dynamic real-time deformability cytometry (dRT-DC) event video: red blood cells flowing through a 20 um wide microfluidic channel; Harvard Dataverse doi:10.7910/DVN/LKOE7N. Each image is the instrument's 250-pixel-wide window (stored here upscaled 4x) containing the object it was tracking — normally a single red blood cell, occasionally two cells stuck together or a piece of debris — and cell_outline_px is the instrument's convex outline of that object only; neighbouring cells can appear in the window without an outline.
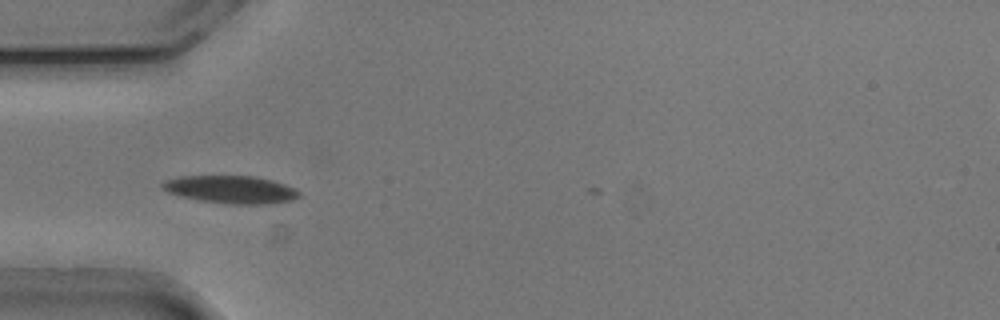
{"species": "common noctule bat (a hibernating species)", "species_latin": "Nyctalus noctula", "temperature_condition": "cold", "stored_images_in_passage": 33, "camera_frame_rate_fps": 3000, "um_per_image_px": 0.085, "animal": {"sex": "male", "body_mass_g": 20.5, "forearm_length_mm": 52.5}, "frame": {"image": 1, "passage_image": 1, "time_ms": 0.0, "image_size_px": [1000, 320], "cell_outline_px": [[300, 196], [292, 200], [268, 204], [228, 204], [200, 200], [180, 196], [168, 192], [160, 188], [160, 184], [164, 180], [180, 176], [256, 176], [272, 180], [284, 184], [300, 192]], "centroid_in_image_um": [19.59, 16.1], "position_along_channel_um": 65.4, "area_um2": 22.14}}
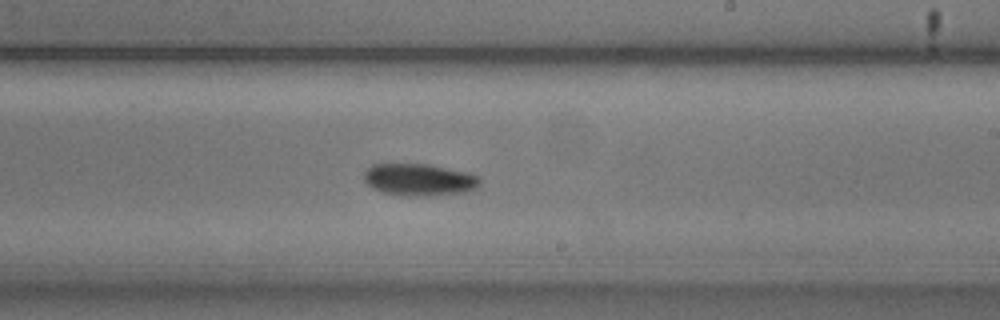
{"frame": {"image": 2, "passage_image": 16, "time_ms": 5.0, "image_size_px": [1000, 320], "cell_outline_px": [[480, 184], [476, 188], [468, 192], [428, 196], [404, 196], [384, 192], [372, 188], [364, 180], [364, 172], [372, 164], [428, 164], [468, 172], [480, 176]], "centroid_in_image_um": [35.66, 15.28], "position_along_channel_um": 253.3, "area_um2": 21.85}}
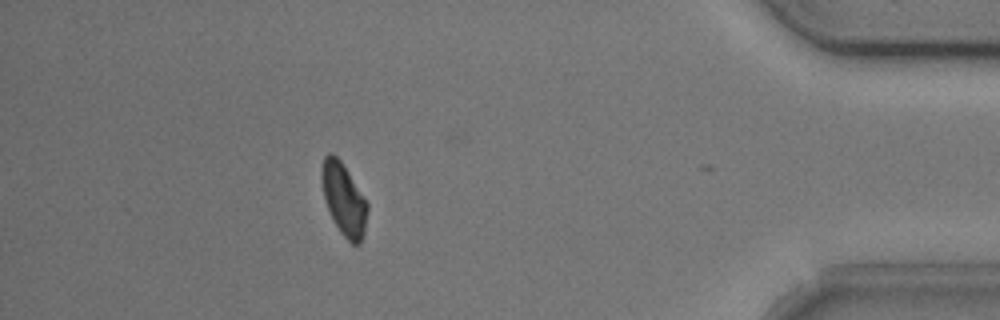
{"frame": {"image": 3, "passage_image": 32, "time_ms": 10.333, "image_size_px": [1000, 320], "cell_outline_px": [[368, 208], [364, 236], [360, 244], [352, 244], [340, 232], [328, 208], [324, 196], [320, 176], [320, 172], [324, 156], [328, 152], [332, 152], [340, 160], [348, 172], [368, 204]], "centroid_in_image_um": [29.22, 16.93], "position_along_channel_um": 406.0, "area_um2": 19.02}, "authors_computed_cell_mechanics": {"area_um2": 20.7502, "velocity_mm_per_s": 3.7676, "shape_relaxation_time_tau1_ms": 2.1013, "shape_relaxation_time_tau2_ms": null, "deformation_change_tau1": 0.1078, "deformation_change_tau2": null}}